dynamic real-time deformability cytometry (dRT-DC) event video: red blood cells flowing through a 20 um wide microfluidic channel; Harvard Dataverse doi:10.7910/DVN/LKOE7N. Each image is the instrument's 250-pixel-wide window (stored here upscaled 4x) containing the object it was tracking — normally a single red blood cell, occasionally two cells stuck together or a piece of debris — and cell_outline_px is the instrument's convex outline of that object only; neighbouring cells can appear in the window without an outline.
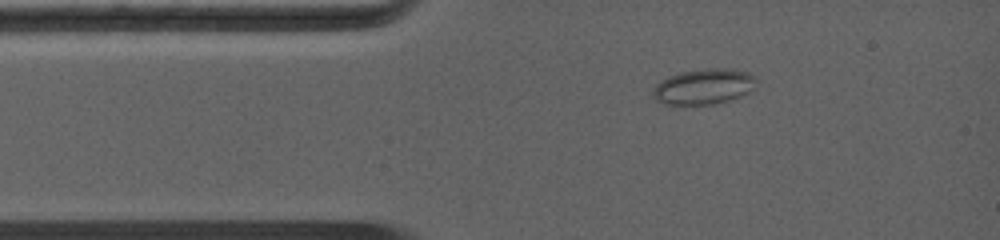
{"species": "common noctule bat (a hibernating species)", "species_latin": "Nyctalus noctula", "temperature_condition": "warm", "stored_images_in_passage": 4, "camera_frame_rate_fps": 5000, "um_per_image_px": 0.085, "animal": {"sex": "female", "body_mass_g": 19.0, "forearm_length_mm": 56.7}, "frame": {"image": 1, "passage_image": 2, "time_ms": 1.0, "image_size_px": [1000, 240], "cell_outline_px": [[756, 80], [752, 88], [748, 92], [732, 100], [716, 104], [692, 108], [684, 108], [664, 104], [656, 100], [652, 96], [652, 88], [656, 84], [668, 76], [680, 72], [708, 68], [732, 68], [748, 72]], "centroid_in_image_um": [59.74, 7.42], "position_along_channel_um": 25.3, "area_um2": 22.31}}